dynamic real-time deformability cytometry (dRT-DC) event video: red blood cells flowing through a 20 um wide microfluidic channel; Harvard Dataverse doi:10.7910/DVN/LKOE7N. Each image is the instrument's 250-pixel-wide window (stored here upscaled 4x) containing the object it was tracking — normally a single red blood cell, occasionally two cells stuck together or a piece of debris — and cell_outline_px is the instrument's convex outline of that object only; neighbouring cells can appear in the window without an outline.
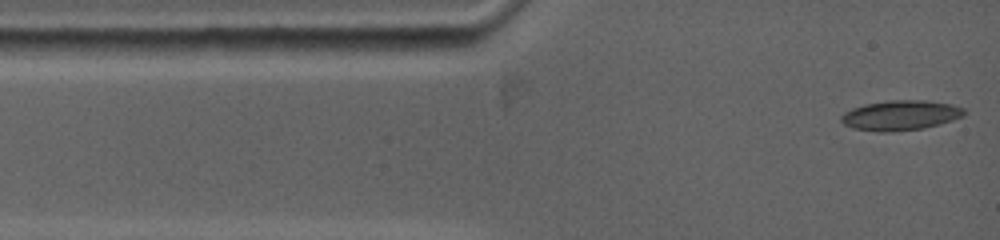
{"species": "common noctule bat (a hibernating species)", "species_latin": "Nyctalus noctula", "temperature_condition": "warm", "stored_images_in_passage": 84, "camera_frame_rate_fps": 5000, "um_per_image_px": 0.085, "animal": {"sex": "female", "body_mass_g": 19.0, "forearm_length_mm": 53.3}, "frame": {"image": 1, "passage_image": 1, "time_ms": 0.0, "image_size_px": [1000, 240], "cell_outline_px": [[964, 116], [952, 120], [924, 128], [892, 132], [880, 132], [852, 128], [844, 124], [840, 120], [840, 116], [844, 112], [852, 108], [864, 104], [892, 100], [924, 100], [952, 104], [964, 108]], "centroid_in_image_um": [76.52, 9.8], "position_along_channel_um": 8.5, "area_um2": 21.5}}
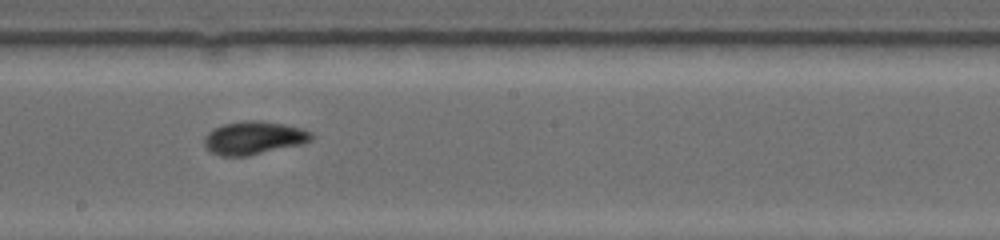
{"frame": {"image": 2, "passage_image": 35, "time_ms": 6.8, "image_size_px": [1000, 240], "cell_outline_px": [[312, 136], [308, 140], [300, 144], [244, 156], [224, 156], [212, 152], [204, 144], [204, 136], [208, 132], [224, 124], [244, 120], [260, 120], [284, 124], [300, 128], [312, 132]], "centroid_in_image_um": [21.53, 11.7], "position_along_channel_um": 226.7, "area_um2": 20.17}}
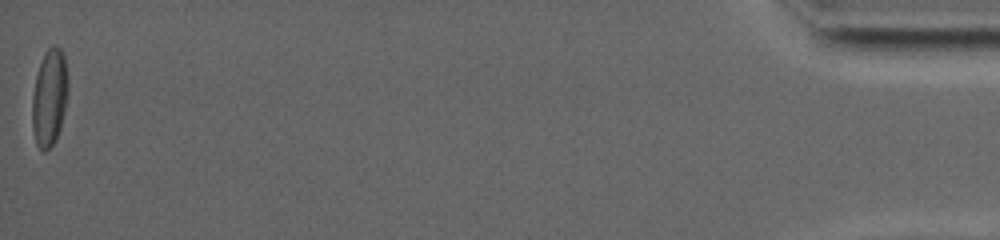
{"frame": {"image": 3, "passage_image": 83, "time_ms": 16.4, "image_size_px": [1000, 240], "cell_outline_px": [[68, 92], [64, 112], [60, 128], [56, 140], [44, 152], [36, 144], [32, 128], [32, 96], [36, 76], [44, 52], [52, 44], [60, 48], [64, 56], [68, 76]], "centroid_in_image_um": [4.2, 8.28], "position_along_channel_um": 431.0, "area_um2": 20.4}, "authors_computed_cell_mechanics": {"area_um2": 19.2474, "velocity_mm_per_s": 3.8181, "shape_relaxation_time_tau1_ms": 8.4507, "shape_relaxation_time_tau2_ms": 4.7965, "deformation_change_tau1": 0.1884, "deformation_change_tau2": 0.088}}